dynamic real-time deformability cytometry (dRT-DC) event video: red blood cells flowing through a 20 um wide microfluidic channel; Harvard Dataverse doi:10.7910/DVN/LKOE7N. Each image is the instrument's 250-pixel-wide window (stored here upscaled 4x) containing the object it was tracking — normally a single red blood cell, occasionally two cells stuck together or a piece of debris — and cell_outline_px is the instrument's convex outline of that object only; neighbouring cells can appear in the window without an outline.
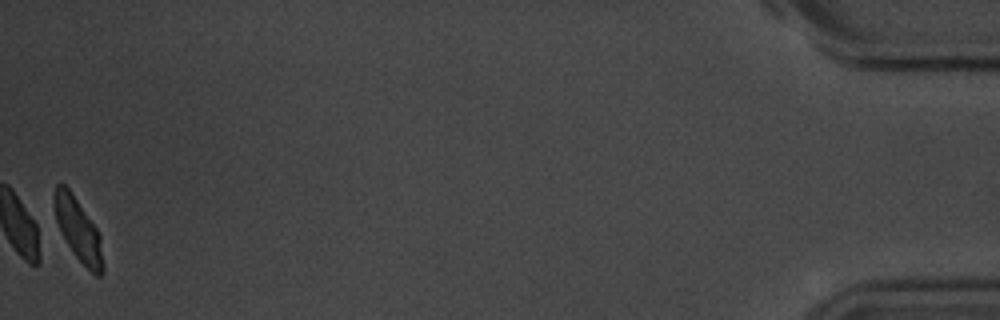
{"species": "common noctule bat (a hibernating species)", "species_latin": "Nyctalus noctula", "temperature_condition": "room temperature", "stored_images_in_passage": 40, "camera_frame_rate_fps": 3000, "um_per_image_px": 0.085, "animal": {"sex": "male", "body_mass_g": 20.1, "forearm_length_mm": 53.5}, "frame": {"image": 1, "passage_image": 40, "time_ms": 13.0, "image_size_px": [1000, 320], "cell_outline_px": [[104, 272], [100, 276], [96, 276], [72, 252], [60, 232], [56, 220], [52, 200], [52, 196], [56, 184], [64, 184], [72, 192], [96, 228], [100, 236], [104, 264]], "centroid_in_image_um": [6.63, 19.51], "position_along_channel_um": 428.6, "area_um2": 17.92}, "authors_computed_cell_mechanics": {"area_um2": 18.9873, "velocity_mm_per_s": 3.6293, "shape_relaxation_time_tau1_ms": 2.3603, "shape_relaxation_time_tau2_ms": 1.2439, "deformation_change_tau1": 0.1231, "deformation_change_tau2": 0.0639}}